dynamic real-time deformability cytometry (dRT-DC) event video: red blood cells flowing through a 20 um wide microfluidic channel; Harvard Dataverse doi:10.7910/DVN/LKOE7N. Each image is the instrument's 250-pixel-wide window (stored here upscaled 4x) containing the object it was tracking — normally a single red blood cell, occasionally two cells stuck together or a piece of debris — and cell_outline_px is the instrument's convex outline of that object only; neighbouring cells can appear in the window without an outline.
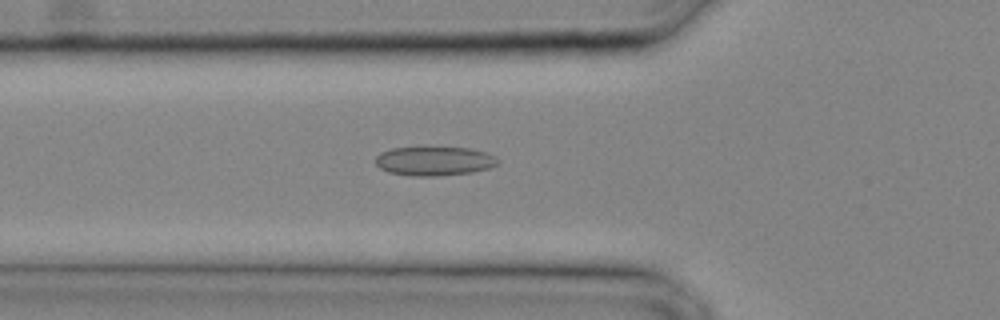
{"species": "common noctule bat (a hibernating species)", "species_latin": "Nyctalus noctula", "temperature_condition": "cold", "stored_images_in_passage": 27, "camera_frame_rate_fps": 3000, "um_per_image_px": 0.085, "animal": {"sex": "male", "body_mass_g": 20.4}, "frame": {"image": 1, "passage_image": 8, "time_ms": 2.333, "image_size_px": [1000, 320], "cell_outline_px": [[500, 164], [492, 168], [472, 172], [436, 176], [412, 176], [388, 172], [380, 168], [376, 164], [376, 156], [380, 152], [392, 148], [424, 144], [472, 148], [488, 152], [496, 156], [500, 160]], "centroid_in_image_um": [36.96, 13.63], "position_along_channel_um": 88.8, "area_um2": 22.08}}
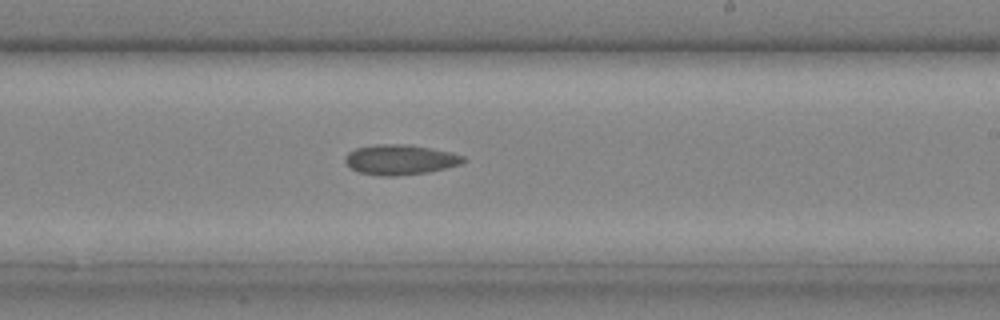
{"frame": {"image": 2, "passage_image": 16, "time_ms": 5.0, "image_size_px": [1000, 320], "cell_outline_px": [[468, 160], [464, 164], [428, 172], [392, 176], [380, 176], [360, 172], [352, 168], [344, 160], [344, 156], [348, 152], [356, 148], [376, 144], [408, 144], [432, 148], [452, 152], [464, 156]], "centroid_in_image_um": [34.07, 13.56], "position_along_channel_um": 254.9, "area_um2": 20.92}}
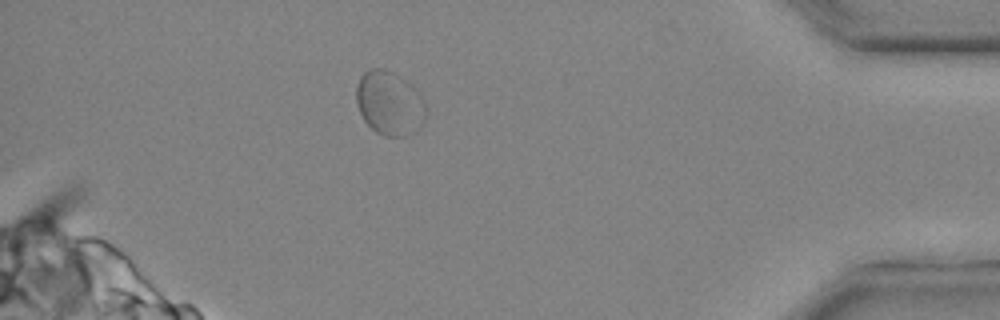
{"frame": {"image": 3, "passage_image": 25, "time_ms": 8.0, "image_size_px": [1000, 320], "cell_outline_px": [[428, 112], [424, 124], [416, 132], [404, 136], [384, 136], [376, 132], [364, 120], [356, 104], [356, 84], [360, 76], [368, 68], [384, 68], [392, 72], [412, 84], [420, 92], [428, 108]], "centroid_in_image_um": [33.15, 8.77], "position_along_channel_um": 402.1, "area_um2": 26.7}}